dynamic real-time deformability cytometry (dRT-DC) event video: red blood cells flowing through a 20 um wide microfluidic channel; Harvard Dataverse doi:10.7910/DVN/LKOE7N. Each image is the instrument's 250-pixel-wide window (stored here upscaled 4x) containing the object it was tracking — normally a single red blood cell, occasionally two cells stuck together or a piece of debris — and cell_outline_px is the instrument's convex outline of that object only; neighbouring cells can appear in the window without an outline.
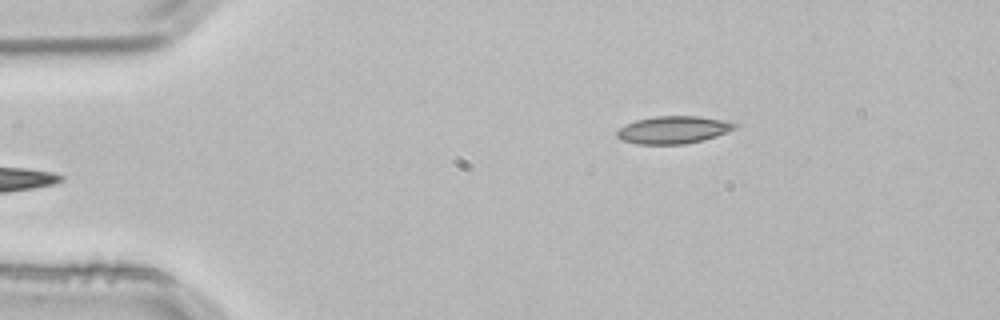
{"species": "common noctule bat (a hibernating species)", "species_latin": "Nyctalus noctula", "temperature_condition": "room temperature", "stored_images_in_passage": 4, "camera_frame_rate_fps": 3000, "um_per_image_px": 0.085, "animal": {"sex": "male", "body_mass_g": 21.5, "forearm_length_mm": 52.0}, "frame": {"image": 1, "passage_image": 4, "time_ms": 1.0, "image_size_px": [1000, 320], "cell_outline_px": [[740, 124], [736, 128], [716, 136], [704, 140], [684, 144], [636, 144], [620, 140], [616, 136], [616, 132], [624, 124], [636, 120], [656, 116], [700, 116], [724, 120]], "centroid_in_image_um": [57.22, 11.03], "position_along_channel_um": 27.8, "area_um2": 19.07}}